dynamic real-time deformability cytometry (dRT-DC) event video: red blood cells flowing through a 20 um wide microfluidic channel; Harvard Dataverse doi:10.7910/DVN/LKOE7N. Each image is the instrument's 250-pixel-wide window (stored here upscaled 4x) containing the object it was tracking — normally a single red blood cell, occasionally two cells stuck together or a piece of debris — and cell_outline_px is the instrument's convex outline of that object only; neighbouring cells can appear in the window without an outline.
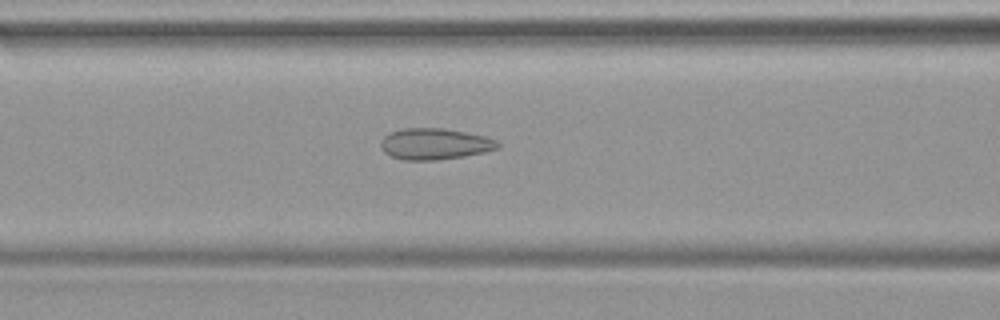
{"species": "common noctule bat (a hibernating species)", "species_latin": "Nyctalus noctula", "temperature_condition": "warm", "stored_images_in_passage": 6, "camera_frame_rate_fps": 3000, "um_per_image_px": 0.085, "animal": {"sex": "female", "body_mass_g": 19.9}, "frame": {"image": 1, "passage_image": 5, "time_ms": 1.333, "image_size_px": [1000, 320], "cell_outline_px": [[500, 148], [484, 152], [464, 156], [436, 160], [404, 160], [392, 156], [384, 152], [380, 148], [380, 140], [388, 132], [400, 128], [444, 128], [484, 136], [496, 140], [500, 144]], "centroid_in_image_um": [36.91, 12.23], "position_along_channel_um": 129.7, "area_um2": 21.44}}